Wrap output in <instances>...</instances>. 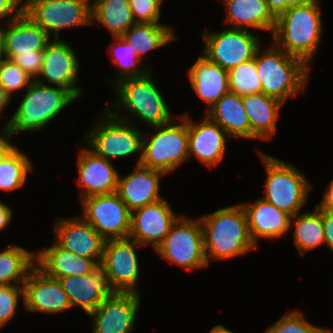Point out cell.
<instances>
[{
	"mask_svg": "<svg viewBox=\"0 0 333 333\" xmlns=\"http://www.w3.org/2000/svg\"><path fill=\"white\" fill-rule=\"evenodd\" d=\"M165 176L162 171L137 164L130 174L119 173L116 193L132 212L164 198L160 180Z\"/></svg>",
	"mask_w": 333,
	"mask_h": 333,
	"instance_id": "obj_22",
	"label": "cell"
},
{
	"mask_svg": "<svg viewBox=\"0 0 333 333\" xmlns=\"http://www.w3.org/2000/svg\"><path fill=\"white\" fill-rule=\"evenodd\" d=\"M213 122L235 140H251V127L243 106V96L228 92L206 113Z\"/></svg>",
	"mask_w": 333,
	"mask_h": 333,
	"instance_id": "obj_29",
	"label": "cell"
},
{
	"mask_svg": "<svg viewBox=\"0 0 333 333\" xmlns=\"http://www.w3.org/2000/svg\"><path fill=\"white\" fill-rule=\"evenodd\" d=\"M172 25L163 23H135L121 37L132 47L139 59L143 61L147 53L158 50L171 41L176 33Z\"/></svg>",
	"mask_w": 333,
	"mask_h": 333,
	"instance_id": "obj_30",
	"label": "cell"
},
{
	"mask_svg": "<svg viewBox=\"0 0 333 333\" xmlns=\"http://www.w3.org/2000/svg\"><path fill=\"white\" fill-rule=\"evenodd\" d=\"M3 58H4V55H3L2 41H1V37H0V63Z\"/></svg>",
	"mask_w": 333,
	"mask_h": 333,
	"instance_id": "obj_51",
	"label": "cell"
},
{
	"mask_svg": "<svg viewBox=\"0 0 333 333\" xmlns=\"http://www.w3.org/2000/svg\"><path fill=\"white\" fill-rule=\"evenodd\" d=\"M300 310H290L284 313L263 333H333L329 328L311 323Z\"/></svg>",
	"mask_w": 333,
	"mask_h": 333,
	"instance_id": "obj_37",
	"label": "cell"
},
{
	"mask_svg": "<svg viewBox=\"0 0 333 333\" xmlns=\"http://www.w3.org/2000/svg\"><path fill=\"white\" fill-rule=\"evenodd\" d=\"M92 26L101 25L112 37L122 36L136 22L128 0H91Z\"/></svg>",
	"mask_w": 333,
	"mask_h": 333,
	"instance_id": "obj_31",
	"label": "cell"
},
{
	"mask_svg": "<svg viewBox=\"0 0 333 333\" xmlns=\"http://www.w3.org/2000/svg\"><path fill=\"white\" fill-rule=\"evenodd\" d=\"M320 0L289 7L276 18L271 35L273 41L287 54L301 59L311 68V60L319 53L323 38V15Z\"/></svg>",
	"mask_w": 333,
	"mask_h": 333,
	"instance_id": "obj_3",
	"label": "cell"
},
{
	"mask_svg": "<svg viewBox=\"0 0 333 333\" xmlns=\"http://www.w3.org/2000/svg\"><path fill=\"white\" fill-rule=\"evenodd\" d=\"M20 300L24 302L23 284L0 285V330L16 316Z\"/></svg>",
	"mask_w": 333,
	"mask_h": 333,
	"instance_id": "obj_39",
	"label": "cell"
},
{
	"mask_svg": "<svg viewBox=\"0 0 333 333\" xmlns=\"http://www.w3.org/2000/svg\"><path fill=\"white\" fill-rule=\"evenodd\" d=\"M12 141H0V162L10 154L17 145L11 144Z\"/></svg>",
	"mask_w": 333,
	"mask_h": 333,
	"instance_id": "obj_48",
	"label": "cell"
},
{
	"mask_svg": "<svg viewBox=\"0 0 333 333\" xmlns=\"http://www.w3.org/2000/svg\"><path fill=\"white\" fill-rule=\"evenodd\" d=\"M24 92L9 118L12 138L21 132L39 133L45 130L70 104L78 100L65 88L43 85L36 81Z\"/></svg>",
	"mask_w": 333,
	"mask_h": 333,
	"instance_id": "obj_5",
	"label": "cell"
},
{
	"mask_svg": "<svg viewBox=\"0 0 333 333\" xmlns=\"http://www.w3.org/2000/svg\"><path fill=\"white\" fill-rule=\"evenodd\" d=\"M284 103L263 92L243 95V106L251 127V140L271 141L278 129Z\"/></svg>",
	"mask_w": 333,
	"mask_h": 333,
	"instance_id": "obj_26",
	"label": "cell"
},
{
	"mask_svg": "<svg viewBox=\"0 0 333 333\" xmlns=\"http://www.w3.org/2000/svg\"><path fill=\"white\" fill-rule=\"evenodd\" d=\"M141 294L116 292L111 298H106L92 312L91 333H132L136 327Z\"/></svg>",
	"mask_w": 333,
	"mask_h": 333,
	"instance_id": "obj_15",
	"label": "cell"
},
{
	"mask_svg": "<svg viewBox=\"0 0 333 333\" xmlns=\"http://www.w3.org/2000/svg\"><path fill=\"white\" fill-rule=\"evenodd\" d=\"M73 46L62 38L52 39L44 49L41 72L36 82L65 88L78 100L83 96L84 88L80 87V60Z\"/></svg>",
	"mask_w": 333,
	"mask_h": 333,
	"instance_id": "obj_13",
	"label": "cell"
},
{
	"mask_svg": "<svg viewBox=\"0 0 333 333\" xmlns=\"http://www.w3.org/2000/svg\"><path fill=\"white\" fill-rule=\"evenodd\" d=\"M228 87L229 92L241 96L262 92L254 58L228 70Z\"/></svg>",
	"mask_w": 333,
	"mask_h": 333,
	"instance_id": "obj_36",
	"label": "cell"
},
{
	"mask_svg": "<svg viewBox=\"0 0 333 333\" xmlns=\"http://www.w3.org/2000/svg\"><path fill=\"white\" fill-rule=\"evenodd\" d=\"M35 266V250L9 244L0 251V285L24 284Z\"/></svg>",
	"mask_w": 333,
	"mask_h": 333,
	"instance_id": "obj_33",
	"label": "cell"
},
{
	"mask_svg": "<svg viewBox=\"0 0 333 333\" xmlns=\"http://www.w3.org/2000/svg\"><path fill=\"white\" fill-rule=\"evenodd\" d=\"M95 262L94 259L76 256L60 248L54 241L51 246L43 247L36 252V266L49 278L87 275Z\"/></svg>",
	"mask_w": 333,
	"mask_h": 333,
	"instance_id": "obj_28",
	"label": "cell"
},
{
	"mask_svg": "<svg viewBox=\"0 0 333 333\" xmlns=\"http://www.w3.org/2000/svg\"><path fill=\"white\" fill-rule=\"evenodd\" d=\"M81 214L104 240L128 238L131 211L115 193L93 195L80 200Z\"/></svg>",
	"mask_w": 333,
	"mask_h": 333,
	"instance_id": "obj_12",
	"label": "cell"
},
{
	"mask_svg": "<svg viewBox=\"0 0 333 333\" xmlns=\"http://www.w3.org/2000/svg\"><path fill=\"white\" fill-rule=\"evenodd\" d=\"M269 10L277 18L289 7L297 6L308 2L309 0H265Z\"/></svg>",
	"mask_w": 333,
	"mask_h": 333,
	"instance_id": "obj_43",
	"label": "cell"
},
{
	"mask_svg": "<svg viewBox=\"0 0 333 333\" xmlns=\"http://www.w3.org/2000/svg\"><path fill=\"white\" fill-rule=\"evenodd\" d=\"M169 264L188 271L207 268L204 254L203 229L200 218L180 215L163 242L155 250Z\"/></svg>",
	"mask_w": 333,
	"mask_h": 333,
	"instance_id": "obj_9",
	"label": "cell"
},
{
	"mask_svg": "<svg viewBox=\"0 0 333 333\" xmlns=\"http://www.w3.org/2000/svg\"><path fill=\"white\" fill-rule=\"evenodd\" d=\"M223 3L226 8L224 23L229 28L273 33L276 17L265 0H223Z\"/></svg>",
	"mask_w": 333,
	"mask_h": 333,
	"instance_id": "obj_27",
	"label": "cell"
},
{
	"mask_svg": "<svg viewBox=\"0 0 333 333\" xmlns=\"http://www.w3.org/2000/svg\"><path fill=\"white\" fill-rule=\"evenodd\" d=\"M2 116H0V119ZM0 141H13L10 134V119L5 122V125L0 127Z\"/></svg>",
	"mask_w": 333,
	"mask_h": 333,
	"instance_id": "obj_49",
	"label": "cell"
},
{
	"mask_svg": "<svg viewBox=\"0 0 333 333\" xmlns=\"http://www.w3.org/2000/svg\"><path fill=\"white\" fill-rule=\"evenodd\" d=\"M200 56L187 70L191 88L201 101L206 103L205 113L224 95L229 92L228 71L220 65Z\"/></svg>",
	"mask_w": 333,
	"mask_h": 333,
	"instance_id": "obj_25",
	"label": "cell"
},
{
	"mask_svg": "<svg viewBox=\"0 0 333 333\" xmlns=\"http://www.w3.org/2000/svg\"><path fill=\"white\" fill-rule=\"evenodd\" d=\"M267 47L263 49L261 44L254 55L262 92L282 103L303 94L312 68L287 54L273 41Z\"/></svg>",
	"mask_w": 333,
	"mask_h": 333,
	"instance_id": "obj_4",
	"label": "cell"
},
{
	"mask_svg": "<svg viewBox=\"0 0 333 333\" xmlns=\"http://www.w3.org/2000/svg\"><path fill=\"white\" fill-rule=\"evenodd\" d=\"M53 241L76 256L102 261L104 238L80 215L59 217L53 224Z\"/></svg>",
	"mask_w": 333,
	"mask_h": 333,
	"instance_id": "obj_19",
	"label": "cell"
},
{
	"mask_svg": "<svg viewBox=\"0 0 333 333\" xmlns=\"http://www.w3.org/2000/svg\"><path fill=\"white\" fill-rule=\"evenodd\" d=\"M325 246L333 254V212L322 211Z\"/></svg>",
	"mask_w": 333,
	"mask_h": 333,
	"instance_id": "obj_44",
	"label": "cell"
},
{
	"mask_svg": "<svg viewBox=\"0 0 333 333\" xmlns=\"http://www.w3.org/2000/svg\"><path fill=\"white\" fill-rule=\"evenodd\" d=\"M23 309L29 313L49 315L65 313L72 309L69 297L63 290L60 281L49 278L35 266L23 284Z\"/></svg>",
	"mask_w": 333,
	"mask_h": 333,
	"instance_id": "obj_18",
	"label": "cell"
},
{
	"mask_svg": "<svg viewBox=\"0 0 333 333\" xmlns=\"http://www.w3.org/2000/svg\"><path fill=\"white\" fill-rule=\"evenodd\" d=\"M23 12L53 39L65 29L92 25L91 0H23Z\"/></svg>",
	"mask_w": 333,
	"mask_h": 333,
	"instance_id": "obj_10",
	"label": "cell"
},
{
	"mask_svg": "<svg viewBox=\"0 0 333 333\" xmlns=\"http://www.w3.org/2000/svg\"><path fill=\"white\" fill-rule=\"evenodd\" d=\"M289 228L294 229L291 236L301 257L305 256L307 252L325 245L322 210L316 206L312 212L305 211L291 216Z\"/></svg>",
	"mask_w": 333,
	"mask_h": 333,
	"instance_id": "obj_32",
	"label": "cell"
},
{
	"mask_svg": "<svg viewBox=\"0 0 333 333\" xmlns=\"http://www.w3.org/2000/svg\"><path fill=\"white\" fill-rule=\"evenodd\" d=\"M240 204L246 214L250 237L257 248L259 239L276 241L290 233L291 215L263 198Z\"/></svg>",
	"mask_w": 333,
	"mask_h": 333,
	"instance_id": "obj_23",
	"label": "cell"
},
{
	"mask_svg": "<svg viewBox=\"0 0 333 333\" xmlns=\"http://www.w3.org/2000/svg\"><path fill=\"white\" fill-rule=\"evenodd\" d=\"M204 254L208 265L241 257L258 249L252 242L245 211L240 203L200 216Z\"/></svg>",
	"mask_w": 333,
	"mask_h": 333,
	"instance_id": "obj_2",
	"label": "cell"
},
{
	"mask_svg": "<svg viewBox=\"0 0 333 333\" xmlns=\"http://www.w3.org/2000/svg\"><path fill=\"white\" fill-rule=\"evenodd\" d=\"M112 88L116 97L110 100L106 109L120 120L150 128L175 118L163 92L154 81L152 70L141 77L123 79Z\"/></svg>",
	"mask_w": 333,
	"mask_h": 333,
	"instance_id": "obj_1",
	"label": "cell"
},
{
	"mask_svg": "<svg viewBox=\"0 0 333 333\" xmlns=\"http://www.w3.org/2000/svg\"><path fill=\"white\" fill-rule=\"evenodd\" d=\"M141 247L130 238L105 240L102 262L107 267L109 282L116 292L141 294L138 285L141 270L136 252Z\"/></svg>",
	"mask_w": 333,
	"mask_h": 333,
	"instance_id": "obj_14",
	"label": "cell"
},
{
	"mask_svg": "<svg viewBox=\"0 0 333 333\" xmlns=\"http://www.w3.org/2000/svg\"><path fill=\"white\" fill-rule=\"evenodd\" d=\"M5 58L11 59L19 65L34 81L41 72L44 59V50L34 51V54H3Z\"/></svg>",
	"mask_w": 333,
	"mask_h": 333,
	"instance_id": "obj_41",
	"label": "cell"
},
{
	"mask_svg": "<svg viewBox=\"0 0 333 333\" xmlns=\"http://www.w3.org/2000/svg\"><path fill=\"white\" fill-rule=\"evenodd\" d=\"M136 23H161L164 4L160 0H128Z\"/></svg>",
	"mask_w": 333,
	"mask_h": 333,
	"instance_id": "obj_40",
	"label": "cell"
},
{
	"mask_svg": "<svg viewBox=\"0 0 333 333\" xmlns=\"http://www.w3.org/2000/svg\"><path fill=\"white\" fill-rule=\"evenodd\" d=\"M230 138L225 130L207 115L202 120H193L188 113V156L200 164L213 168L225 158L226 145ZM193 156V157H192Z\"/></svg>",
	"mask_w": 333,
	"mask_h": 333,
	"instance_id": "obj_21",
	"label": "cell"
},
{
	"mask_svg": "<svg viewBox=\"0 0 333 333\" xmlns=\"http://www.w3.org/2000/svg\"><path fill=\"white\" fill-rule=\"evenodd\" d=\"M315 206L322 211L333 212V179L328 182L320 203Z\"/></svg>",
	"mask_w": 333,
	"mask_h": 333,
	"instance_id": "obj_45",
	"label": "cell"
},
{
	"mask_svg": "<svg viewBox=\"0 0 333 333\" xmlns=\"http://www.w3.org/2000/svg\"><path fill=\"white\" fill-rule=\"evenodd\" d=\"M13 99L4 91L3 87L0 85V116L3 115L11 104Z\"/></svg>",
	"mask_w": 333,
	"mask_h": 333,
	"instance_id": "obj_47",
	"label": "cell"
},
{
	"mask_svg": "<svg viewBox=\"0 0 333 333\" xmlns=\"http://www.w3.org/2000/svg\"><path fill=\"white\" fill-rule=\"evenodd\" d=\"M23 11V0H0V23L3 26Z\"/></svg>",
	"mask_w": 333,
	"mask_h": 333,
	"instance_id": "obj_42",
	"label": "cell"
},
{
	"mask_svg": "<svg viewBox=\"0 0 333 333\" xmlns=\"http://www.w3.org/2000/svg\"><path fill=\"white\" fill-rule=\"evenodd\" d=\"M150 128L154 133L148 135L143 132L139 164L162 171L168 176L189 160L188 113L185 112L166 124Z\"/></svg>",
	"mask_w": 333,
	"mask_h": 333,
	"instance_id": "obj_8",
	"label": "cell"
},
{
	"mask_svg": "<svg viewBox=\"0 0 333 333\" xmlns=\"http://www.w3.org/2000/svg\"><path fill=\"white\" fill-rule=\"evenodd\" d=\"M18 146L0 162V191L13 192L25 186L33 161Z\"/></svg>",
	"mask_w": 333,
	"mask_h": 333,
	"instance_id": "obj_35",
	"label": "cell"
},
{
	"mask_svg": "<svg viewBox=\"0 0 333 333\" xmlns=\"http://www.w3.org/2000/svg\"><path fill=\"white\" fill-rule=\"evenodd\" d=\"M109 44L108 52L111 63L115 64L116 74L110 79H105L112 88L119 81L126 78L141 77L152 70L151 65L146 62L142 64L132 47L121 37H113Z\"/></svg>",
	"mask_w": 333,
	"mask_h": 333,
	"instance_id": "obj_34",
	"label": "cell"
},
{
	"mask_svg": "<svg viewBox=\"0 0 333 333\" xmlns=\"http://www.w3.org/2000/svg\"><path fill=\"white\" fill-rule=\"evenodd\" d=\"M257 155L265 168L264 196L261 197L291 216L302 212L313 184L295 165L257 148Z\"/></svg>",
	"mask_w": 333,
	"mask_h": 333,
	"instance_id": "obj_7",
	"label": "cell"
},
{
	"mask_svg": "<svg viewBox=\"0 0 333 333\" xmlns=\"http://www.w3.org/2000/svg\"><path fill=\"white\" fill-rule=\"evenodd\" d=\"M13 214V209L6 203H3V201H0V231L10 226L9 224L12 223Z\"/></svg>",
	"mask_w": 333,
	"mask_h": 333,
	"instance_id": "obj_46",
	"label": "cell"
},
{
	"mask_svg": "<svg viewBox=\"0 0 333 333\" xmlns=\"http://www.w3.org/2000/svg\"><path fill=\"white\" fill-rule=\"evenodd\" d=\"M33 81L34 80L11 59L5 57L2 59L0 63V85L12 99L15 93L25 91Z\"/></svg>",
	"mask_w": 333,
	"mask_h": 333,
	"instance_id": "obj_38",
	"label": "cell"
},
{
	"mask_svg": "<svg viewBox=\"0 0 333 333\" xmlns=\"http://www.w3.org/2000/svg\"><path fill=\"white\" fill-rule=\"evenodd\" d=\"M58 280L67 293L72 308L79 307L86 315L94 311L104 299L111 298L116 293L102 261L95 262L87 275H70Z\"/></svg>",
	"mask_w": 333,
	"mask_h": 333,
	"instance_id": "obj_16",
	"label": "cell"
},
{
	"mask_svg": "<svg viewBox=\"0 0 333 333\" xmlns=\"http://www.w3.org/2000/svg\"><path fill=\"white\" fill-rule=\"evenodd\" d=\"M77 156L78 178L75 182L80 188L79 200L117 191L120 172L114 162L95 155L83 143Z\"/></svg>",
	"mask_w": 333,
	"mask_h": 333,
	"instance_id": "obj_20",
	"label": "cell"
},
{
	"mask_svg": "<svg viewBox=\"0 0 333 333\" xmlns=\"http://www.w3.org/2000/svg\"><path fill=\"white\" fill-rule=\"evenodd\" d=\"M200 36L204 43L201 54L227 71L254 58L263 44L260 35L246 29L227 27L221 31L201 32Z\"/></svg>",
	"mask_w": 333,
	"mask_h": 333,
	"instance_id": "obj_11",
	"label": "cell"
},
{
	"mask_svg": "<svg viewBox=\"0 0 333 333\" xmlns=\"http://www.w3.org/2000/svg\"><path fill=\"white\" fill-rule=\"evenodd\" d=\"M179 216L180 214L172 210L165 197L136 209L131 212L128 238L135 240L142 247L149 245L155 251Z\"/></svg>",
	"mask_w": 333,
	"mask_h": 333,
	"instance_id": "obj_17",
	"label": "cell"
},
{
	"mask_svg": "<svg viewBox=\"0 0 333 333\" xmlns=\"http://www.w3.org/2000/svg\"><path fill=\"white\" fill-rule=\"evenodd\" d=\"M92 124L80 138V144L112 162L138 154L136 165L140 163L144 128L114 117L106 108L99 112Z\"/></svg>",
	"mask_w": 333,
	"mask_h": 333,
	"instance_id": "obj_6",
	"label": "cell"
},
{
	"mask_svg": "<svg viewBox=\"0 0 333 333\" xmlns=\"http://www.w3.org/2000/svg\"><path fill=\"white\" fill-rule=\"evenodd\" d=\"M3 54H34L44 50L52 37L23 11L5 26H0Z\"/></svg>",
	"mask_w": 333,
	"mask_h": 333,
	"instance_id": "obj_24",
	"label": "cell"
},
{
	"mask_svg": "<svg viewBox=\"0 0 333 333\" xmlns=\"http://www.w3.org/2000/svg\"><path fill=\"white\" fill-rule=\"evenodd\" d=\"M209 333H234V331L229 330L225 325L217 324L209 330Z\"/></svg>",
	"mask_w": 333,
	"mask_h": 333,
	"instance_id": "obj_50",
	"label": "cell"
}]
</instances>
